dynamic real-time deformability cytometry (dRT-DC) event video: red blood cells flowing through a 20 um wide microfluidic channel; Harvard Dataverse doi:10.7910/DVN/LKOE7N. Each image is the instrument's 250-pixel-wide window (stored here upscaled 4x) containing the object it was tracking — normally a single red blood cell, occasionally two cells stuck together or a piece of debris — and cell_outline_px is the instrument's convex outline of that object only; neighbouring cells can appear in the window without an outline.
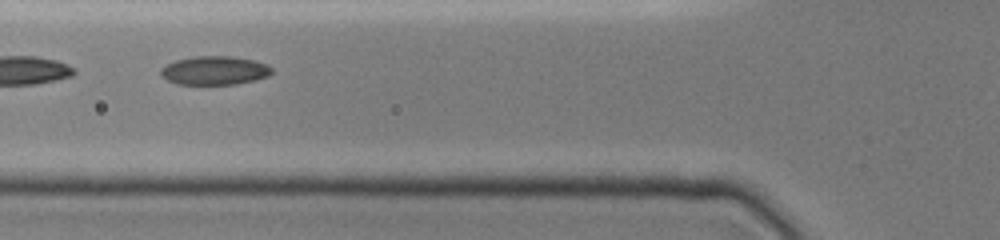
{"species": "common noctule bat (a hibernating species)", "species_latin": "Nyctalus noctula", "temperature_condition": "cold", "stored_images_in_passage": 21, "camera_frame_rate_fps": 3000, "um_per_image_px": 0.085, "animal": {"sex": "female", "body_mass_g": 19.0, "forearm_length_mm": 51.5}, "frame": {"image": 1, "passage_image": 7, "time_ms": 1.667, "image_size_px": [1000, 240], "cell_outline_px": [[272, 72], [268, 76], [256, 80], [236, 84], [176, 84], [160, 76], [160, 68], [164, 64], [176, 60], [192, 56], [232, 56], [256, 60], [268, 64], [272, 68]], "centroid_in_image_um": [18.23, 5.98], "position_along_channel_um": 107.6, "area_um2": 18.9}}
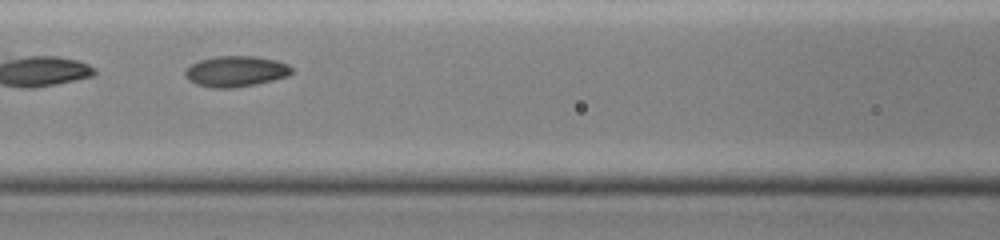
{"frame": {"image": 2, "passage_image": 10, "time_ms": 2.667, "image_size_px": [1000, 240], "cell_outline_px": [[292, 72], [288, 76], [256, 84], [232, 88], [212, 88], [196, 84], [188, 80], [184, 76], [184, 72], [192, 64], [200, 60], [216, 56], [256, 56], [276, 60], [288, 64], [292, 68]], "centroid_in_image_um": [20.04, 6.06], "position_along_channel_um": 146.6, "area_um2": 19.13}}